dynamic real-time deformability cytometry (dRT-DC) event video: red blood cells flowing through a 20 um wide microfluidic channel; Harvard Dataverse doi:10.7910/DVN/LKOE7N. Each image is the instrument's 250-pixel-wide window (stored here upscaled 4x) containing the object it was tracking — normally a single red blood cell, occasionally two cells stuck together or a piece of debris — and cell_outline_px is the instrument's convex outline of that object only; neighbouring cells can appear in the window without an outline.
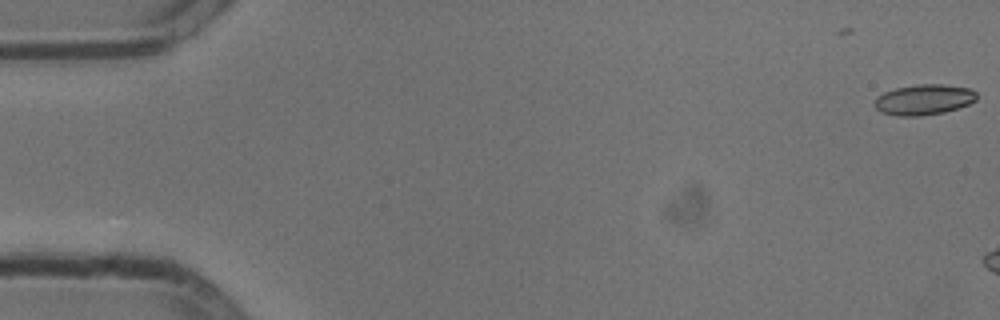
{"species": "common noctule bat (a hibernating species)", "species_latin": "Nyctalus noctula", "temperature_condition": "cold", "stored_images_in_passage": 7, "camera_frame_rate_fps": 3000, "um_per_image_px": 0.085, "animal": {"sex": "male", "body_mass_g": 13.3}, "frame": {"image": 1, "passage_image": 1, "time_ms": 0.0, "image_size_px": [1000, 320], "cell_outline_px": [[976, 100], [968, 104], [944, 112], [920, 116], [900, 116], [880, 112], [872, 104], [876, 96], [884, 92], [896, 88], [916, 84], [944, 84], [972, 88], [976, 92]], "centroid_in_image_um": [78.5, 8.46], "position_along_channel_um": 6.5, "area_um2": 18.32}}